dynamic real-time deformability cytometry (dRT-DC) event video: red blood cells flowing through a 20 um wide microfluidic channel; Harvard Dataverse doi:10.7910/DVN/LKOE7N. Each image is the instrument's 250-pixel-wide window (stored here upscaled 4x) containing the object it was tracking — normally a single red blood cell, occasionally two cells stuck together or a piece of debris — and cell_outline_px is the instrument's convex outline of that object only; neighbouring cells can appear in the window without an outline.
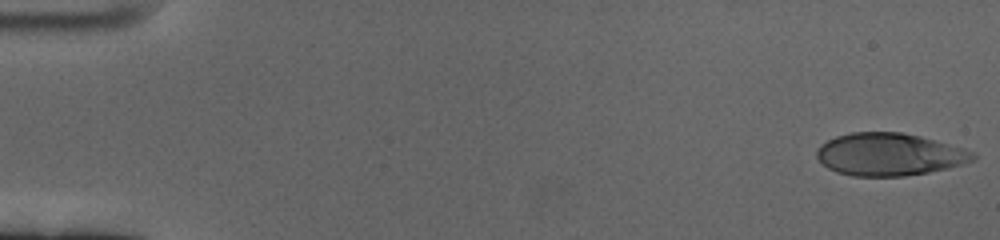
{"species": "human", "species_latin": "Homo sapiens", "temperature_condition": "cold", "stored_images_in_passage": 60, "camera_frame_rate_fps": 3000, "um_per_image_px": 0.085, "donor": {"sex": "female"}, "frame": {"image": 1, "passage_image": 1, "time_ms": 0.0, "image_size_px": [1000, 240], "cell_outline_px": [[976, 160], [928, 172], [904, 176], [852, 176], [836, 172], [828, 168], [816, 156], [816, 152], [820, 144], [836, 136], [852, 132], [900, 132], [920, 136], [964, 148], [972, 152], [976, 156]], "centroid_in_image_um": [75.56, 13.12], "position_along_channel_um": 9.4, "area_um2": 38.49}}
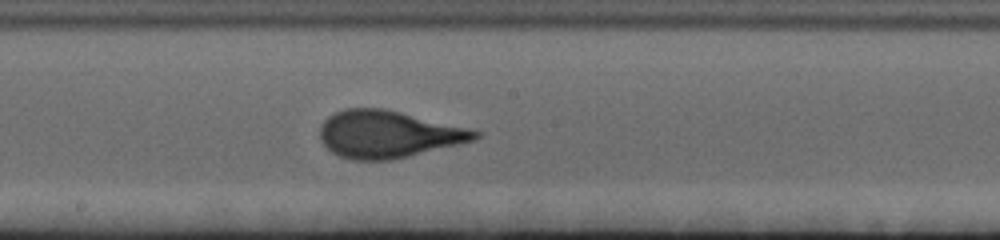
{"frame": {"image": 2, "passage_image": 33, "time_ms": 10.667, "image_size_px": [1000, 240], "cell_outline_px": [[480, 136], [476, 140], [392, 160], [352, 160], [340, 156], [332, 152], [320, 140], [320, 124], [328, 116], [344, 108], [384, 108], [468, 128], [480, 132]], "centroid_in_image_um": [32.96, 11.41], "position_along_channel_um": 215.2, "area_um2": 42.54}}
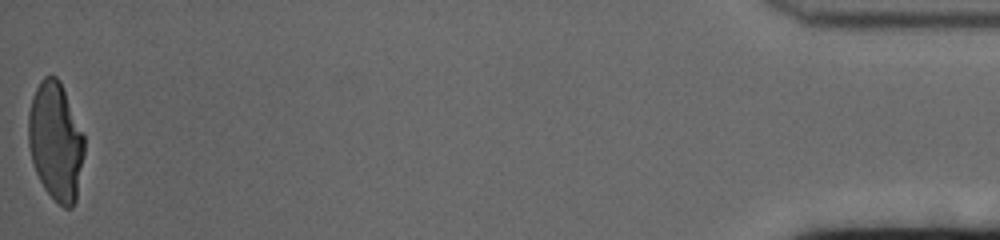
{"frame": {"image": 3, "passage_image": 60, "time_ms": 19.667, "image_size_px": [1000, 240], "cell_outline_px": [[84, 152], [76, 200], [72, 208], [64, 208], [44, 188], [36, 172], [32, 160], [28, 144], [28, 112], [32, 96], [40, 80], [44, 76], [56, 76], [60, 80], [84, 136]], "centroid_in_image_um": [4.72, 11.99], "position_along_channel_um": 430.5, "area_um2": 38.38}, "authors_computed_cell_mechanics": {"area_um2": 40.5178, "velocity_mm_per_s": 3.3713, "shape_relaxation_time_tau1_ms": 4.4657, "shape_relaxation_time_tau2_ms": null, "deformation_change_tau1": 0.209, "deformation_change_tau2": null}}